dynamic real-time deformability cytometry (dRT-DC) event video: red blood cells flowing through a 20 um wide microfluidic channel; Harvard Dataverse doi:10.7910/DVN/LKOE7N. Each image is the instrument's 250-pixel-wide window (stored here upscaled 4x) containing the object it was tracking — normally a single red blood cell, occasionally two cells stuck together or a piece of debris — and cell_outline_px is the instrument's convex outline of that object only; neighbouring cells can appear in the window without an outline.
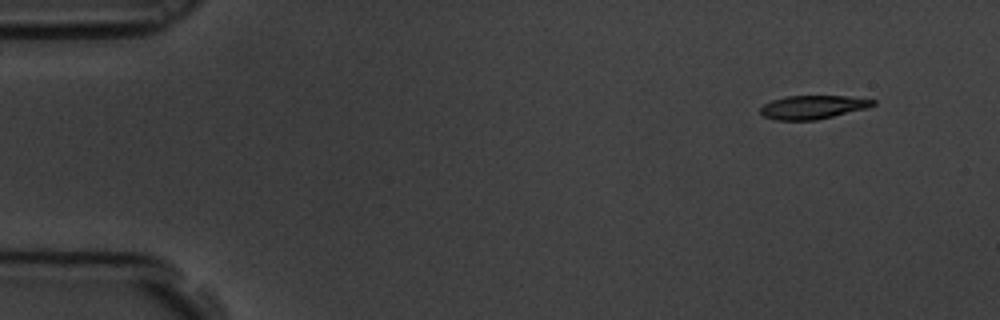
{"species": "common noctule bat (a hibernating species)", "species_latin": "Nyctalus noctula", "temperature_condition": "room temperature", "stored_images_in_passage": 54, "camera_frame_rate_fps": 3000, "um_per_image_px": 0.085, "animal": {"sex": "male", "body_mass_g": 19.5, "forearm_length_mm": 54.6}, "frame": {"image": 1, "passage_image": 1, "time_ms": 0.0, "image_size_px": [1000, 320], "cell_outline_px": [[876, 104], [868, 108], [816, 120], [776, 120], [764, 116], [760, 112], [760, 108], [764, 104], [772, 100], [788, 96], [848, 96], [876, 100]], "centroid_in_image_um": [69.11, 9.11], "position_along_channel_um": 15.9, "area_um2": 15.43}}
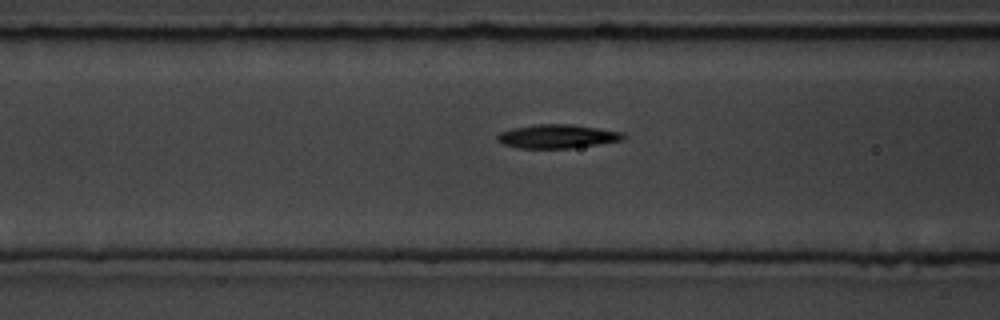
{"frame": {"image": 2, "passage_image": 19, "time_ms": 6.0, "image_size_px": [1000, 320], "cell_outline_px": [[628, 136], [624, 140], [572, 148], [520, 148], [504, 144], [496, 140], [496, 136], [500, 132], [512, 128], [536, 124], [572, 124], [624, 132]], "centroid_in_image_um": [47.41, 11.58], "position_along_channel_um": 119.2, "area_um2": 17.57}}
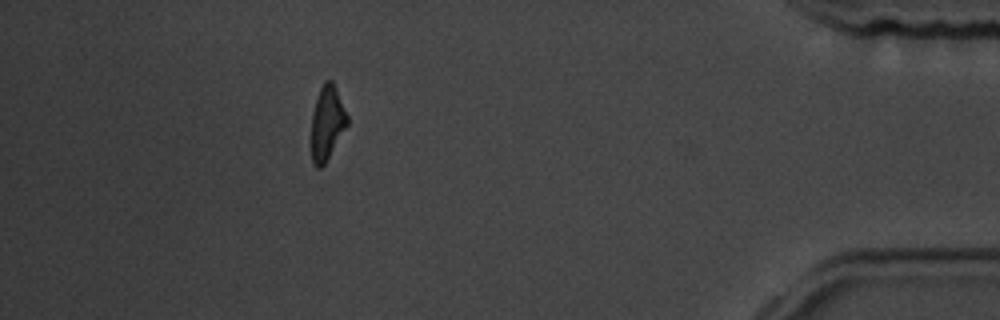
{"frame": {"image": 3, "passage_image": 48, "time_ms": 15.667, "image_size_px": [1000, 320], "cell_outline_px": [[348, 124], [324, 164], [320, 168], [316, 168], [312, 164], [312, 112], [316, 96], [324, 80], [332, 80], [336, 88], [348, 116]], "centroid_in_image_um": [27.79, 10.42], "position_along_channel_um": 407.4, "area_um2": 15.43}, "authors_computed_cell_mechanics": {"area_um2": 16.8198, "velocity_mm_per_s": 3.5163, "shape_relaxation_time_tau1_ms": 2.7103, "shape_relaxation_time_tau2_ms": 4.242, "deformation_change_tau1": 0.1507, "deformation_change_tau2": 0.1322}}